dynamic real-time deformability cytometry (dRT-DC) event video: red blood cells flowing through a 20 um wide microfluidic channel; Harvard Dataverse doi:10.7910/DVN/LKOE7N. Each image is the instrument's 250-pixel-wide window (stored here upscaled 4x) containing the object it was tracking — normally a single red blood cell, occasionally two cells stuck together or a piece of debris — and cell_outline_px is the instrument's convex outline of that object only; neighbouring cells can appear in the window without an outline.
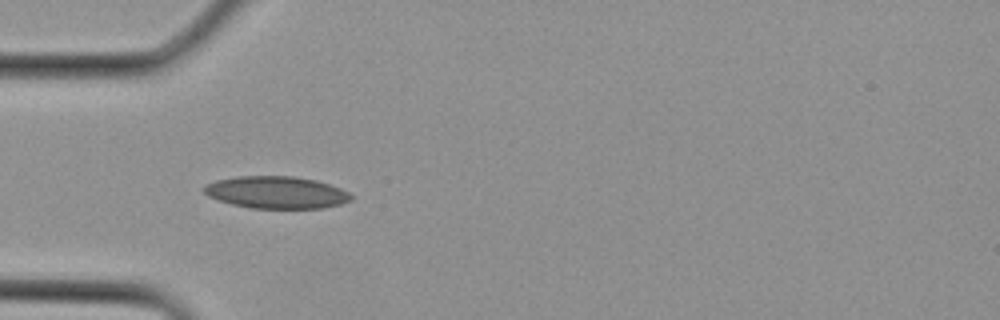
{"species": "Egyptian fruit bat (a non-hibernating species)", "species_latin": "Rousettus aegyptiacus", "temperature_condition": "cold", "stored_images_in_passage": 2, "camera_frame_rate_fps": 3000, "um_per_image_px": 0.085, "animal": {"sex": "female"}, "frame": {"image": 1, "passage_image": 2, "time_ms": 0.333, "image_size_px": [1000, 320], "cell_outline_px": [[352, 200], [340, 204], [320, 208], [252, 208], [232, 204], [208, 196], [204, 192], [204, 184], [216, 180], [236, 176], [292, 176], [316, 180], [340, 188], [348, 192], [352, 196]], "centroid_in_image_um": [23.48, 16.35], "position_along_channel_um": 61.5, "area_um2": 27.46}}